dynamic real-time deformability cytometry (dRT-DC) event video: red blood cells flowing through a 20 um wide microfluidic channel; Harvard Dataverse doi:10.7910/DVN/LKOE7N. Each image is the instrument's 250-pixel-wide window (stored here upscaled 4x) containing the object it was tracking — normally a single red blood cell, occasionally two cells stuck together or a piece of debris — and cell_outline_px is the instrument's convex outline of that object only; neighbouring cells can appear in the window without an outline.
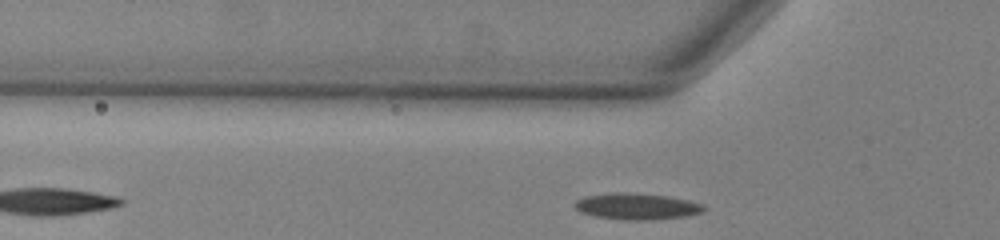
{"species": "common noctule bat (a hibernating species)", "species_latin": "Nyctalus noctula", "temperature_condition": "warm", "stored_images_in_passage": 3, "camera_frame_rate_fps": 3000, "um_per_image_px": 0.085, "animal": {"sex": "male", "body_mass_g": 13.0, "forearm_length_mm": 53.1}, "frame": {"image": 1, "passage_image": 3, "time_ms": 0.667, "image_size_px": [1000, 240], "cell_outline_px": [[708, 208], [704, 212], [684, 216], [644, 220], [628, 220], [596, 216], [580, 212], [572, 204], [576, 200], [588, 196], [616, 192], [636, 192], [668, 196], [688, 200], [704, 204]], "centroid_in_image_um": [54.16, 17.53], "position_along_channel_um": 71.6, "area_um2": 19.83}}